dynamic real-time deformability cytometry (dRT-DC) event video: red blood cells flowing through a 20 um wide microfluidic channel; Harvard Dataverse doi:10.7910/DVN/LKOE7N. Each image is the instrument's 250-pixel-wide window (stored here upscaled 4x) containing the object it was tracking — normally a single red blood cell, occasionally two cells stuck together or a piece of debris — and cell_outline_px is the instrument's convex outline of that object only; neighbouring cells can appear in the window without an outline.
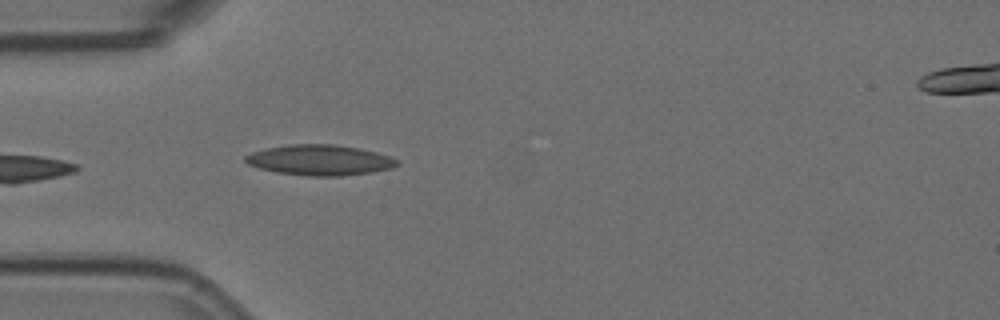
{"species": "Egyptian fruit bat (a non-hibernating species)", "species_latin": "Rousettus aegyptiacus", "temperature_condition": "room temperature", "stored_images_in_passage": 4, "camera_frame_rate_fps": 3000, "um_per_image_px": 0.085, "animal": {"sex": "female"}, "frame": {"image": 1, "passage_image": 4, "time_ms": 1.0, "image_size_px": [1000, 320], "cell_outline_px": [[400, 164], [392, 168], [372, 172], [340, 176], [308, 176], [276, 172], [260, 168], [248, 164], [244, 160], [244, 156], [252, 152], [268, 148], [288, 144], [336, 144], [360, 148], [392, 156]], "centroid_in_image_um": [27.2, 13.6], "position_along_channel_um": 57.8, "area_um2": 27.05}}